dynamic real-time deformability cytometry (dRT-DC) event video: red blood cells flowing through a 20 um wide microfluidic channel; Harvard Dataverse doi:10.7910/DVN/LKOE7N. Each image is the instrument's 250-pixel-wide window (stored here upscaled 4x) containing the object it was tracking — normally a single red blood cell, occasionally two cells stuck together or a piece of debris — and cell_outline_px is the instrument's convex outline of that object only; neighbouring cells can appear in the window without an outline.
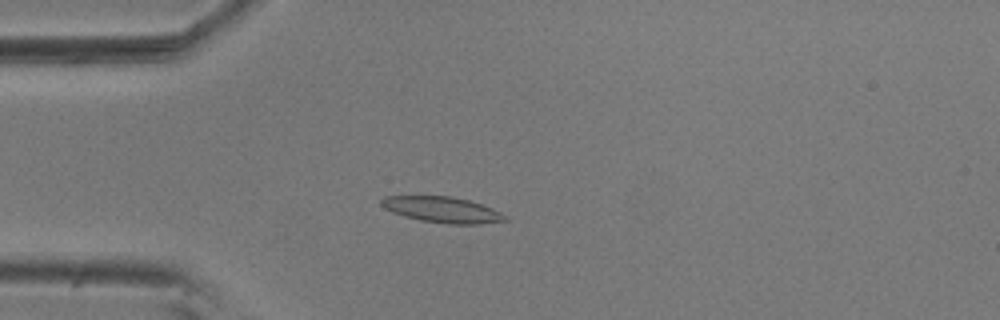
{"species": "common noctule bat (a hibernating species)", "species_latin": "Nyctalus noctula", "temperature_condition": "room temperature", "stored_images_in_passage": 52, "camera_frame_rate_fps": 3000, "um_per_image_px": 0.085, "animal": {"sex": "male", "body_mass_g": 20.5, "forearm_length_mm": 52.5}, "frame": {"image": 1, "passage_image": 11, "time_ms": 3.333, "image_size_px": [1000, 320], "cell_outline_px": [[508, 220], [480, 224], [448, 224], [420, 220], [404, 216], [392, 212], [384, 208], [380, 204], [380, 200], [384, 196], [448, 196], [468, 200], [492, 208], [508, 216]], "centroid_in_image_um": [37.58, 17.83], "position_along_channel_um": 47.4, "area_um2": 18.61}}
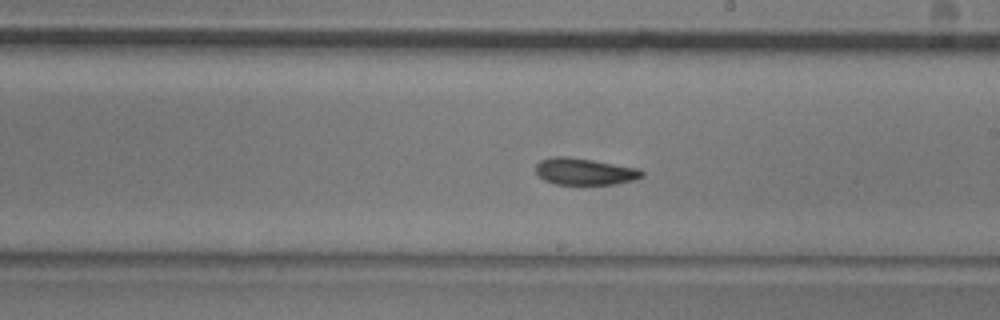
{"frame": {"image": 2, "passage_image": 28, "time_ms": 9.0, "image_size_px": [1000, 320], "cell_outline_px": [[644, 176], [636, 180], [616, 184], [584, 188], [580, 188], [556, 184], [544, 180], [536, 172], [536, 164], [540, 160], [552, 156], [568, 156], [640, 168], [644, 172]], "centroid_in_image_um": [49.72, 14.63], "position_along_channel_um": 239.3, "area_um2": 17.63}}
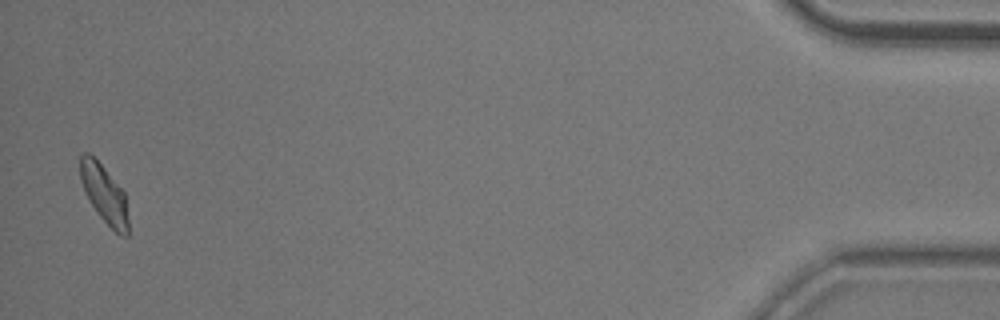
{"frame": {"image": 3, "passage_image": 51, "time_ms": 16.667, "image_size_px": [1000, 320], "cell_outline_px": [[128, 236], [120, 236], [100, 216], [92, 204], [80, 180], [80, 156], [84, 152], [88, 152], [104, 168], [124, 192], [128, 220]], "centroid_in_image_um": [8.87, 16.49], "position_along_channel_um": 426.3, "area_um2": 15.78}, "authors_computed_cell_mechanics": {"area_um2": 17.1377, "velocity_mm_per_s": 3.6096, "shape_relaxation_time_tau1_ms": 4.6925, "shape_relaxation_time_tau2_ms": 2.8055, "deformation_change_tau1": 0.118, "deformation_change_tau2": 0.0813}}